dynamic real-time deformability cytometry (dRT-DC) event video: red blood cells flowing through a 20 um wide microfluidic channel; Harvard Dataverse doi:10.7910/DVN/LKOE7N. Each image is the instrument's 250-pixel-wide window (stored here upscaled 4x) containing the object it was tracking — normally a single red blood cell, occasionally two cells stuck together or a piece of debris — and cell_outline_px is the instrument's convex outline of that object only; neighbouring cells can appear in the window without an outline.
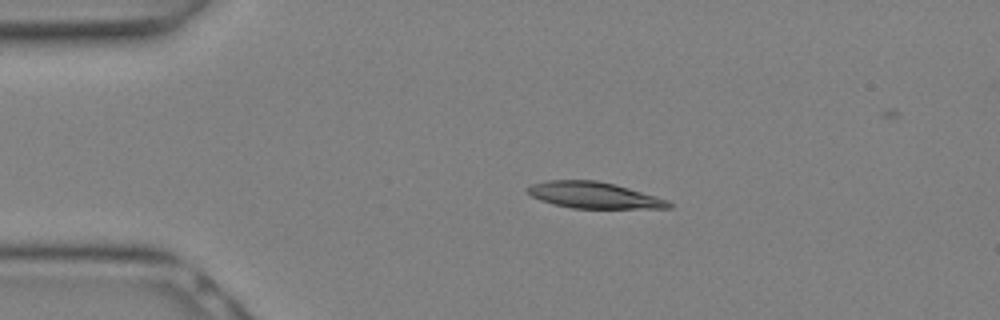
{"species": "Egyptian fruit bat (a non-hibernating species)", "species_latin": "Rousettus aegyptiacus", "temperature_condition": "warm", "stored_images_in_passage": 11, "camera_frame_rate_fps": 3000, "um_per_image_px": 0.085, "animal": {"sex": "female"}, "frame": {"image": 1, "passage_image": 5, "time_ms": 1.333, "image_size_px": [1000, 320], "cell_outline_px": [[672, 208], [572, 208], [552, 204], [540, 200], [532, 196], [524, 188], [528, 184], [548, 180], [596, 180], [628, 188], [656, 196], [668, 200], [672, 204]], "centroid_in_image_um": [50.42, 16.59], "position_along_channel_um": 34.6, "area_um2": 21.62}}
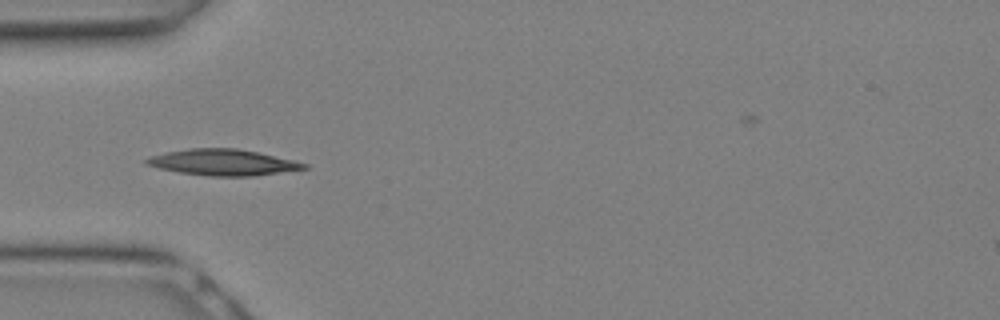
{"frame": {"image": 2, "passage_image": 8, "time_ms": 2.333, "image_size_px": [1000, 320], "cell_outline_px": [[308, 168], [252, 176], [212, 176], [180, 172], [160, 168], [144, 164], [144, 160], [152, 156], [168, 152], [192, 148], [236, 148], [256, 152], [292, 160], [308, 164]], "centroid_in_image_um": [18.94, 13.8], "position_along_channel_um": 66.1, "area_um2": 23.47}}
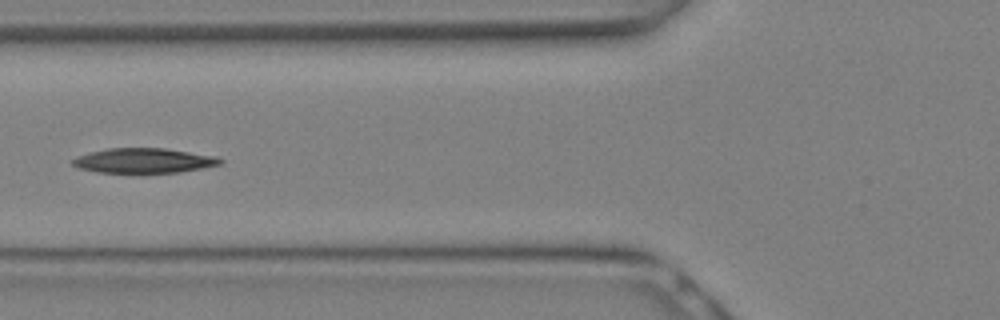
{"frame": {"image": 3, "passage_image": 10, "time_ms": 3.0, "image_size_px": [1000, 320], "cell_outline_px": [[224, 160], [220, 164], [204, 168], [180, 172], [144, 176], [136, 176], [96, 172], [80, 168], [72, 164], [72, 160], [76, 156], [108, 148], [164, 148], [216, 156]], "centroid_in_image_um": [12.22, 13.71], "position_along_channel_um": 113.6, "area_um2": 22.48}}